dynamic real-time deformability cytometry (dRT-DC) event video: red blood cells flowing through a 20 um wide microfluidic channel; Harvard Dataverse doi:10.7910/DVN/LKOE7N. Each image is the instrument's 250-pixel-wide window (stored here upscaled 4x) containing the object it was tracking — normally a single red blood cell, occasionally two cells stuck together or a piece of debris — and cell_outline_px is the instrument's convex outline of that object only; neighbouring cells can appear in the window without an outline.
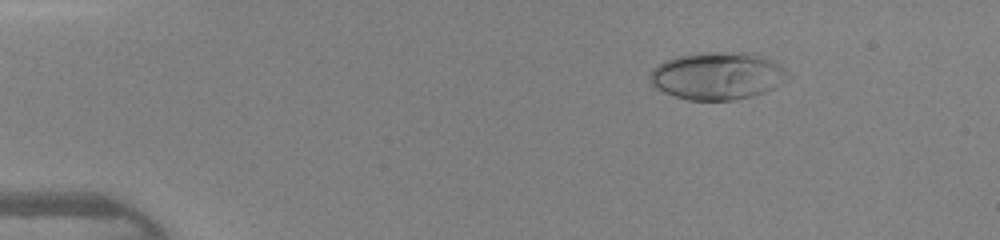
{"species": "human", "species_latin": "Homo sapiens", "temperature_condition": "warm", "stored_images_in_passage": 46, "camera_frame_rate_fps": 3000, "um_per_image_px": 0.085, "donor": {"sex": "female"}, "frame": {"image": 1, "passage_image": 7, "time_ms": 2.0, "image_size_px": [1000, 240], "cell_outline_px": [[792, 76], [772, 88], [764, 92], [752, 96], [732, 100], [688, 100], [664, 92], [656, 88], [648, 80], [648, 76], [652, 68], [656, 64], [664, 60], [676, 56], [696, 52], [752, 52], [764, 56], [772, 60], [784, 68]], "centroid_in_image_um": [60.95, 6.42], "position_along_channel_um": 24.0, "area_um2": 38.67}}
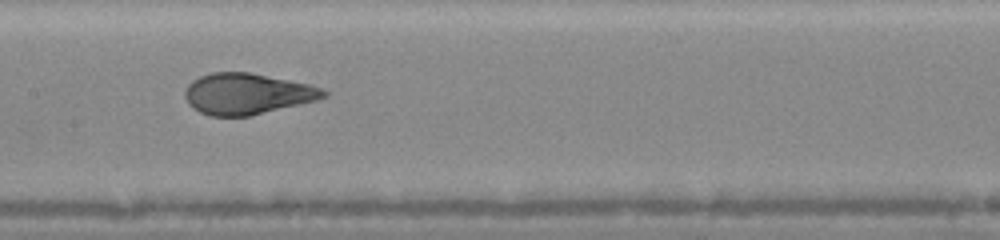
{"frame": {"image": 2, "passage_image": 24, "time_ms": 7.667, "image_size_px": [1000, 240], "cell_outline_px": [[328, 96], [316, 100], [300, 104], [248, 116], [212, 116], [200, 112], [192, 108], [188, 104], [184, 96], [184, 92], [188, 84], [192, 80], [200, 76], [212, 72], [248, 72], [308, 84], [324, 88], [328, 92]], "centroid_in_image_um": [20.98, 7.97], "position_along_channel_um": 186.4, "area_um2": 33.06}}
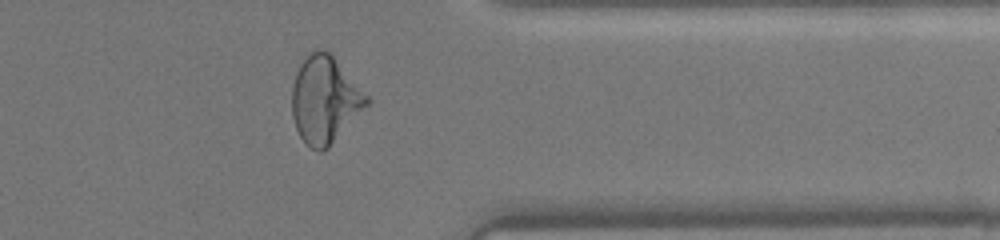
{"frame": {"image": 3, "passage_image": 38, "time_ms": 12.333, "image_size_px": [1000, 240], "cell_outline_px": [[372, 100], [328, 148], [320, 152], [312, 148], [300, 136], [296, 128], [292, 116], [292, 88], [296, 72], [300, 64], [308, 52], [312, 48], [320, 48], [328, 52], [332, 56]], "centroid_in_image_um": [27.59, 8.46], "position_along_channel_um": 383.8, "area_um2": 37.57}, "authors_computed_cell_mechanics": {"area_um2": 34.68, "velocity_mm_per_s": 4.371, "shape_relaxation_time_tau1_ms": 3.4074, "shape_relaxation_time_tau2_ms": null, "deformation_change_tau1": 0.2111, "deformation_change_tau2": null}}